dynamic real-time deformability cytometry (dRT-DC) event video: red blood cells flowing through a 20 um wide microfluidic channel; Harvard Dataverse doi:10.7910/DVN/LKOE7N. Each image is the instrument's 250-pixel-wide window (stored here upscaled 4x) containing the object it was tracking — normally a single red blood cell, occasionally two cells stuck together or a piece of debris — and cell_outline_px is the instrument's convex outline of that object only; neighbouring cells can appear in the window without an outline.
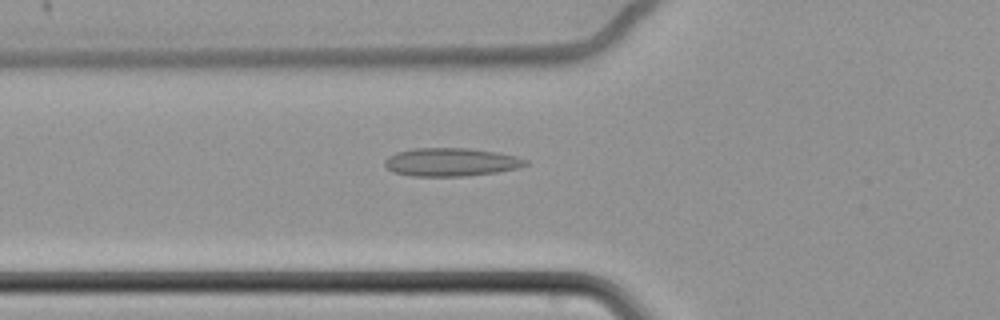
{"species": "common noctule bat (a hibernating species)", "species_latin": "Nyctalus noctula", "temperature_condition": "cold", "stored_images_in_passage": 61, "camera_frame_rate_fps": 3000, "um_per_image_px": 0.085, "animal": {"sex": "female", "body_mass_g": 22.7, "forearm_length_mm": 54.2}, "frame": {"image": 1, "passage_image": 23, "time_ms": 7.333, "image_size_px": [1000, 320], "cell_outline_px": [[528, 164], [520, 168], [496, 172], [464, 176], [412, 176], [392, 172], [384, 164], [384, 160], [388, 156], [396, 152], [412, 148], [468, 148], [496, 152], [516, 156], [528, 160]], "centroid_in_image_um": [38.32, 13.77], "position_along_channel_um": 87.5, "area_um2": 23.29}}
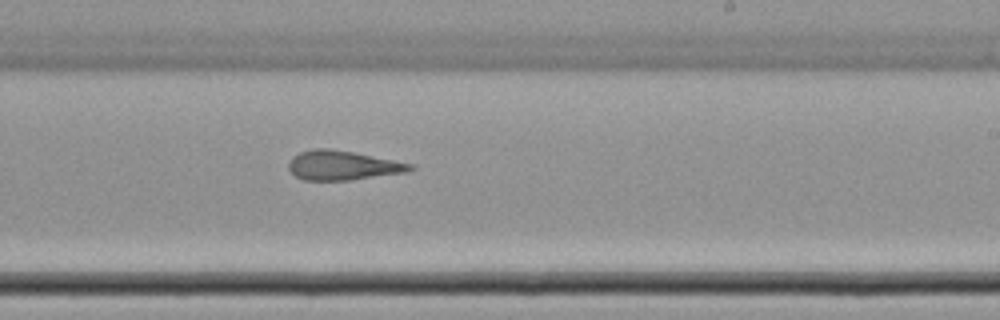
{"frame": {"image": 2, "passage_image": 38, "time_ms": 12.333, "image_size_px": [1000, 320], "cell_outline_px": [[416, 168], [408, 172], [352, 180], [304, 180], [296, 176], [288, 168], [288, 164], [292, 156], [300, 152], [312, 148], [328, 148], [352, 152], [416, 164]], "centroid_in_image_um": [29.17, 14.06], "position_along_channel_um": 259.8, "area_um2": 20.98}}
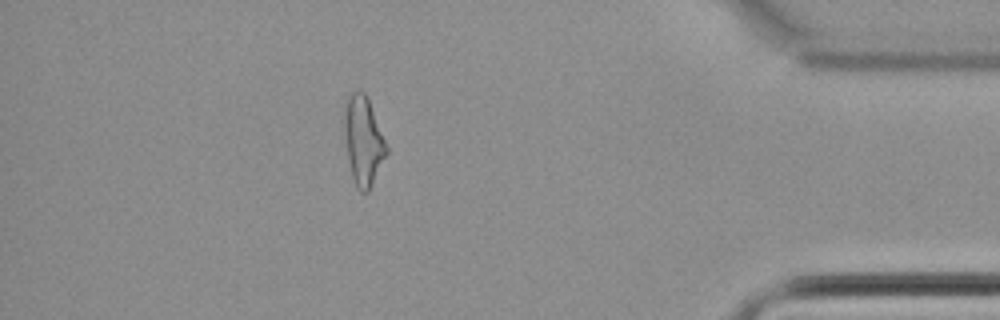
{"frame": {"image": 3, "passage_image": 54, "time_ms": 17.667, "image_size_px": [1000, 320], "cell_outline_px": [[388, 152], [368, 192], [360, 192], [356, 188], [352, 176], [348, 160], [344, 132], [344, 100], [352, 92], [360, 88], [368, 96], [388, 148]], "centroid_in_image_um": [30.87, 11.91], "position_along_channel_um": 404.3, "area_um2": 22.08}, "authors_computed_cell_mechanics": {"area_um2": 22.6576, "velocity_mm_per_s": 3.4506, "shape_relaxation_time_tau1_ms": null, "shape_relaxation_time_tau2_ms": 4.7478, "deformation_change_tau1": null, "deformation_change_tau2": 0.177}}